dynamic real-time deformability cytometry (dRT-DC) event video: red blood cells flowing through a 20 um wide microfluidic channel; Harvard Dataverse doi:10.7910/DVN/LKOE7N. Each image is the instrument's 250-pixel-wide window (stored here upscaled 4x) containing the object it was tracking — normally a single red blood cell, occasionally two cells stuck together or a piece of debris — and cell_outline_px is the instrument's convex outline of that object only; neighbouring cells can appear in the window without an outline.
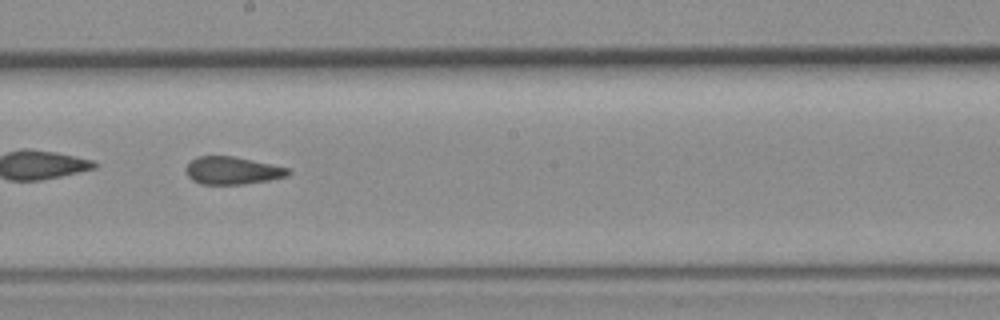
{"species": "common noctule bat (a hibernating species)", "species_latin": "Nyctalus noctula", "temperature_condition": "room temperature", "stored_images_in_passage": 25, "camera_frame_rate_fps": 3000, "um_per_image_px": 0.085, "animal": {"sex": "female", "body_mass_g": 19.3, "forearm_length_mm": 54.1}, "frame": {"image": 1, "passage_image": 11, "time_ms": 3.333, "image_size_px": [1000, 320], "cell_outline_px": [[292, 172], [288, 176], [268, 180], [244, 184], [200, 184], [192, 180], [188, 176], [188, 164], [196, 156], [232, 156], [292, 168]], "centroid_in_image_um": [19.81, 14.5], "position_along_channel_um": 228.4, "area_um2": 16.42}}